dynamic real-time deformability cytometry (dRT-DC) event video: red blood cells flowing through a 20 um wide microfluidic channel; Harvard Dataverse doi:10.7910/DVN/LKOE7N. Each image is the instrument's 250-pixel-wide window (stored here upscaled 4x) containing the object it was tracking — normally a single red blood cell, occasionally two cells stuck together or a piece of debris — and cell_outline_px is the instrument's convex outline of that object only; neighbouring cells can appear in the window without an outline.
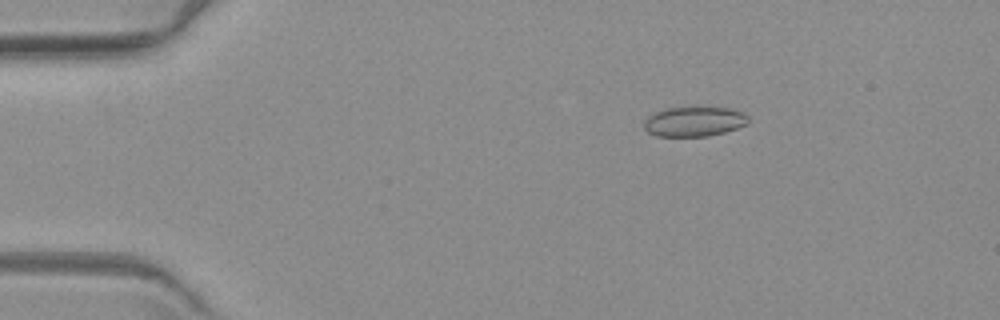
{"species": "common noctule bat (a hibernating species)", "species_latin": "Nyctalus noctula", "temperature_condition": "warm", "stored_images_in_passage": 5, "camera_frame_rate_fps": 3000, "um_per_image_px": 0.085, "animal": {"sex": "female", "body_mass_g": 19.3, "forearm_length_mm": 54.1}, "frame": {"image": 1, "passage_image": 1, "time_ms": 0.0, "image_size_px": [1000, 320], "cell_outline_px": [[748, 124], [724, 132], [708, 136], [656, 136], [648, 132], [644, 128], [644, 120], [648, 116], [664, 108], [696, 104], [728, 108], [740, 112], [748, 116]], "centroid_in_image_um": [58.98, 10.28], "position_along_channel_um": 26.0, "area_um2": 18.79}}
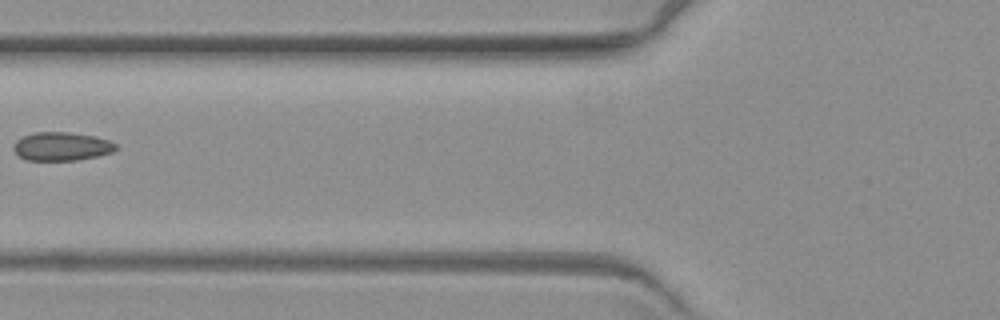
{"frame": {"image": 2, "passage_image": 5, "time_ms": 4.667, "image_size_px": [1000, 320], "cell_outline_px": [[116, 148], [112, 152], [96, 156], [76, 160], [28, 160], [20, 156], [12, 148], [16, 140], [32, 132], [68, 132], [96, 136], [108, 140], [116, 144]], "centroid_in_image_um": [5.22, 12.43], "position_along_channel_um": 120.6, "area_um2": 16.88}}